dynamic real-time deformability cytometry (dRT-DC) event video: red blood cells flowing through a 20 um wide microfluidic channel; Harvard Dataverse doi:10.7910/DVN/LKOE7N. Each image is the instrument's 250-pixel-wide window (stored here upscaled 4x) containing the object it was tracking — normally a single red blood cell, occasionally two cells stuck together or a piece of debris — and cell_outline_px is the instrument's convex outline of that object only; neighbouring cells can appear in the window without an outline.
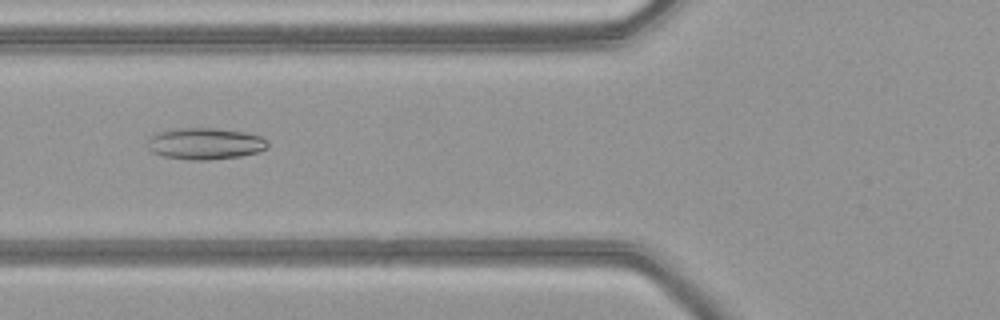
{"species": "common noctule bat (a hibernating species)", "species_latin": "Nyctalus noctula", "temperature_condition": "warm", "stored_images_in_passage": 49, "camera_frame_rate_fps": 3000, "um_per_image_px": 0.085, "animal": {"sex": "female", "body_mass_g": 21.9}, "frame": {"image": 1, "passage_image": 19, "time_ms": 6.0, "image_size_px": [1000, 320], "cell_outline_px": [[268, 148], [256, 152], [240, 156], [208, 160], [192, 160], [164, 156], [152, 152], [148, 148], [148, 136], [160, 132], [176, 128], [216, 128], [244, 132], [260, 136], [268, 144]], "centroid_in_image_um": [17.41, 12.2], "position_along_channel_um": 108.4, "area_um2": 21.96}}
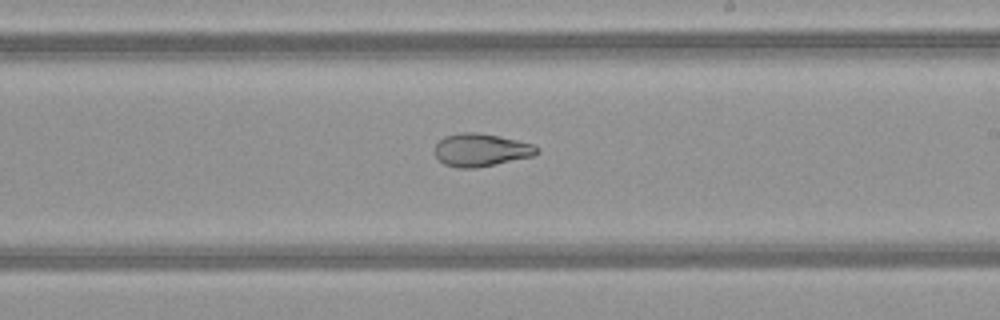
{"frame": {"image": 2, "passage_image": 29, "time_ms": 9.333, "image_size_px": [1000, 320], "cell_outline_px": [[540, 152], [532, 156], [496, 164], [476, 168], [456, 168], [444, 164], [436, 156], [436, 144], [444, 136], [460, 132], [476, 132], [500, 136], [532, 144], [540, 148]], "centroid_in_image_um": [40.89, 12.74], "position_along_channel_um": 248.1, "area_um2": 19.54}}
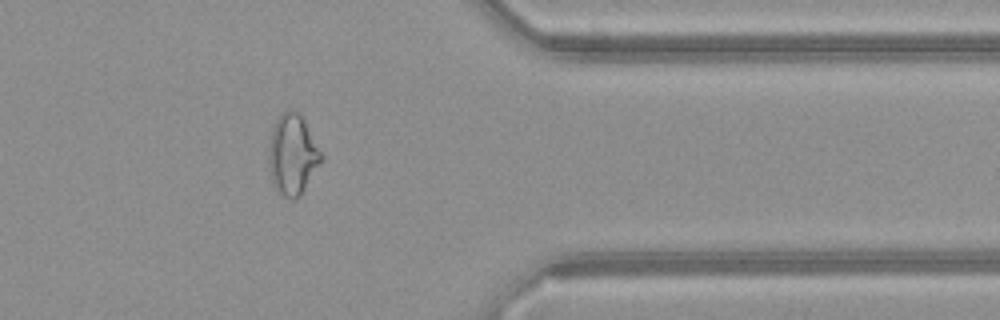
{"frame": {"image": 3, "passage_image": 40, "time_ms": 13.0, "image_size_px": [1000, 320], "cell_outline_px": [[324, 160], [300, 196], [296, 200], [292, 200], [284, 196], [272, 184], [268, 164], [268, 144], [276, 120], [288, 108], [292, 108], [304, 120], [324, 156]], "centroid_in_image_um": [24.88, 13.17], "position_along_channel_um": 386.5, "area_um2": 24.85}, "authors_computed_cell_mechanics": {"area_um2": 25.2586, "velocity_mm_per_s": 4.1769, "shape_relaxation_time_tau1_ms": null, "shape_relaxation_time_tau2_ms": 2.9313, "deformation_change_tau1": null, "deformation_change_tau2": 0.0983}}